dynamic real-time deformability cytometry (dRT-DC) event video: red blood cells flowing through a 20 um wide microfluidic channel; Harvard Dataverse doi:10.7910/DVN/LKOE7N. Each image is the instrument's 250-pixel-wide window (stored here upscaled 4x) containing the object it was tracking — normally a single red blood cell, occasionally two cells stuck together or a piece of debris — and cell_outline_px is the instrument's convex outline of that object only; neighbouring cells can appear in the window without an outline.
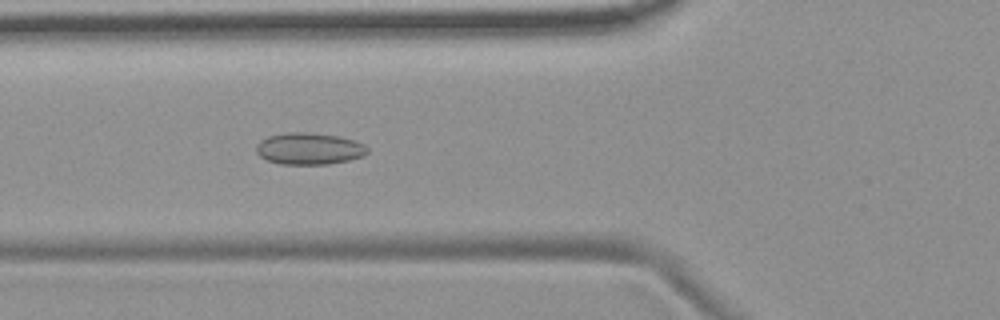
{"species": "common noctule bat (a hibernating species)", "species_latin": "Nyctalus noctula", "temperature_condition": "room temperature", "stored_images_in_passage": 5, "camera_frame_rate_fps": 3000, "um_per_image_px": 0.085, "animal": {"sex": "female", "body_mass_g": 19.9}, "frame": {"image": 1, "passage_image": 5, "time_ms": 5.667, "image_size_px": [1000, 320], "cell_outline_px": [[368, 152], [364, 156], [348, 160], [328, 164], [280, 164], [268, 160], [260, 156], [256, 152], [256, 144], [260, 140], [268, 136], [288, 132], [308, 132], [340, 136], [356, 140], [364, 144], [368, 148]], "centroid_in_image_um": [26.29, 12.63], "position_along_channel_um": 99.5, "area_um2": 20.75}}